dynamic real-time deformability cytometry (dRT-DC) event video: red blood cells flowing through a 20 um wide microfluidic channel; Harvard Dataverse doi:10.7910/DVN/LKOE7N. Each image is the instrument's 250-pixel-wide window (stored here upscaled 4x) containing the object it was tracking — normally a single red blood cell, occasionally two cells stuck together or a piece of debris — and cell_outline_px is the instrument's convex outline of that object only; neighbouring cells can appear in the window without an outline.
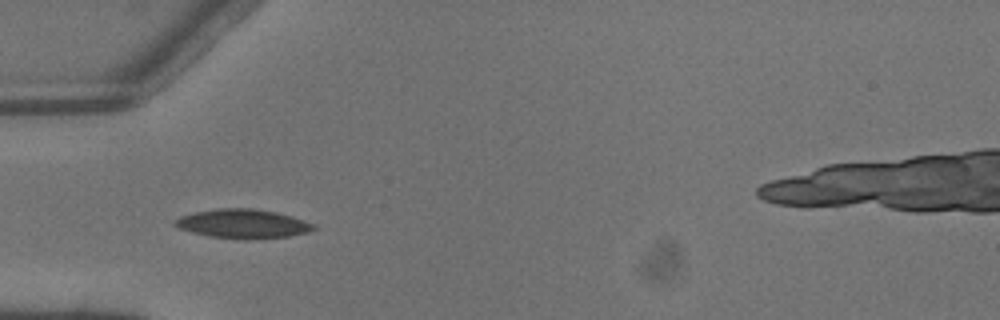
{"species": "common noctule bat (a hibernating species)", "species_latin": "Nyctalus noctula", "temperature_condition": "warm", "stored_images_in_passage": 5, "camera_frame_rate_fps": 3000, "um_per_image_px": 0.085, "animal": {"sex": "male", "body_mass_g": 13.3}, "frame": {"image": 1, "passage_image": 5, "time_ms": 1.333, "image_size_px": [1000, 320], "cell_outline_px": [[316, 228], [308, 232], [288, 236], [252, 240], [240, 240], [208, 236], [192, 232], [180, 228], [172, 224], [180, 216], [196, 212], [216, 208], [252, 208], [276, 212], [292, 216], [316, 224]], "centroid_in_image_um": [20.67, 19.03], "position_along_channel_um": 64.3, "area_um2": 23.7}}